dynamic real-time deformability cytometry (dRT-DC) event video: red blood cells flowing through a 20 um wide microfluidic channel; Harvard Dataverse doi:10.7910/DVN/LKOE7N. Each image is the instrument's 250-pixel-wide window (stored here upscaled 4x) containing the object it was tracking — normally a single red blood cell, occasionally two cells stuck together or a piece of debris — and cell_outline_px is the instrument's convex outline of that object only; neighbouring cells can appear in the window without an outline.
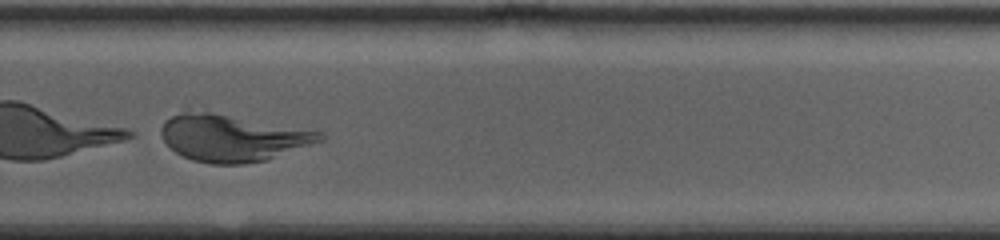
{"species": "human", "species_latin": "Homo sapiens", "temperature_condition": "warm", "stored_images_in_passage": 29, "camera_frame_rate_fps": 3000, "um_per_image_px": 0.085, "donor": {"sex": "male"}, "frame": {"image": 1, "passage_image": 24, "time_ms": 9.667, "image_size_px": [1000, 240], "cell_outline_px": [[324, 140], [268, 160], [244, 164], [212, 164], [192, 160], [176, 152], [164, 140], [160, 132], [160, 128], [164, 120], [180, 112], [208, 112], [320, 132], [324, 136]], "centroid_in_image_um": [19.72, 11.75], "position_along_channel_um": 310.1, "area_um2": 42.48}}
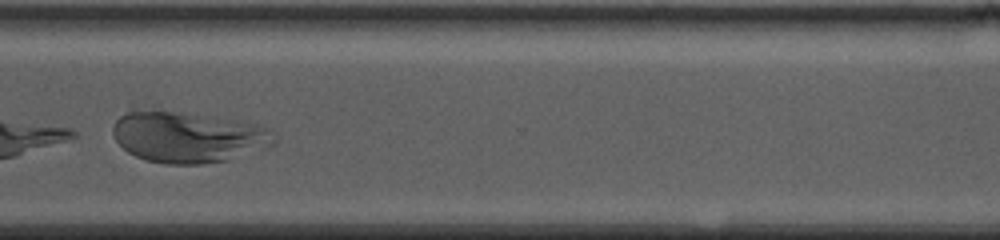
{"frame": {"image": 2, "passage_image": 26, "time_ms": 11.333, "image_size_px": [1000, 240], "cell_outline_px": [[276, 140], [272, 144], [228, 160], [200, 164], [168, 164], [148, 160], [136, 156], [128, 152], [116, 140], [112, 132], [112, 128], [116, 120], [120, 116], [132, 108], [136, 108], [180, 112], [216, 116], [256, 124], [264, 128]], "centroid_in_image_um": [15.88, 11.62], "position_along_channel_um": 354.7, "area_um2": 47.69}}